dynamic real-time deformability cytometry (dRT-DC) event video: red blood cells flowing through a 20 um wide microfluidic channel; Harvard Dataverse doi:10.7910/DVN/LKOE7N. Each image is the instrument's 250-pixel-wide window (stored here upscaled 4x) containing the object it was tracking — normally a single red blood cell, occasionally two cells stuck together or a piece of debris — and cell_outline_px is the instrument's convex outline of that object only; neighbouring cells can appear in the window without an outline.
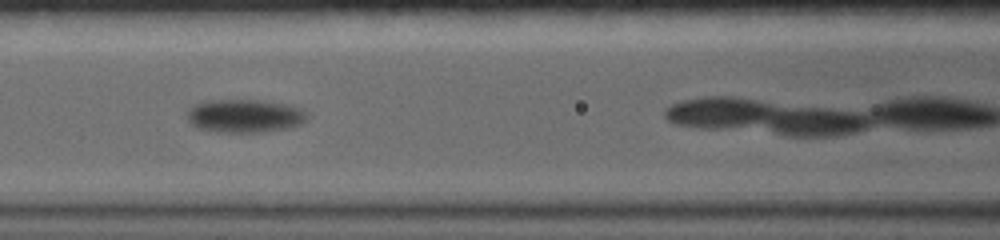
{"species": "common noctule bat (a hibernating species)", "species_latin": "Nyctalus noctula", "temperature_condition": "warm", "stored_images_in_passage": 17, "camera_frame_rate_fps": 5000, "um_per_image_px": 0.085, "animal": {"sex": "female", "body_mass_g": 19.0, "forearm_length_mm": 56.7}, "frame": {"image": 1, "passage_image": 6, "time_ms": 4.0, "image_size_px": [1000, 240], "cell_outline_px": [[308, 120], [300, 124], [288, 128], [260, 132], [216, 132], [196, 128], [188, 120], [188, 108], [192, 104], [208, 100], [260, 100], [292, 104], [300, 108], [308, 116]], "centroid_in_image_um": [20.79, 9.84], "position_along_channel_um": 145.8, "area_um2": 23.58}}
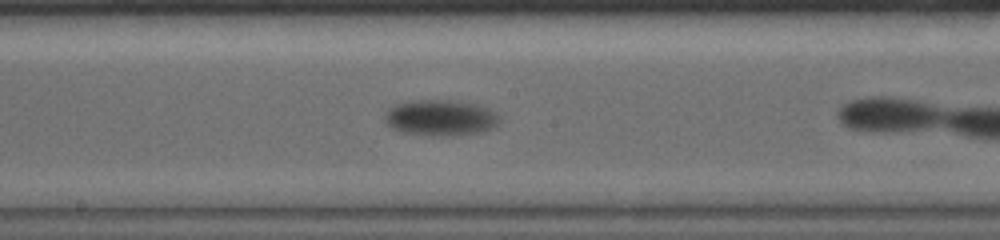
{"frame": {"image": 2, "passage_image": 10, "time_ms": 6.0, "image_size_px": [1000, 240], "cell_outline_px": [[500, 120], [492, 128], [480, 132], [444, 136], [432, 136], [404, 132], [392, 128], [384, 120], [384, 116], [388, 108], [396, 104], [412, 100], [456, 100], [476, 104], [488, 108], [496, 112], [500, 116]], "centroid_in_image_um": [37.44, 10.0], "position_along_channel_um": 210.8, "area_um2": 24.1}}